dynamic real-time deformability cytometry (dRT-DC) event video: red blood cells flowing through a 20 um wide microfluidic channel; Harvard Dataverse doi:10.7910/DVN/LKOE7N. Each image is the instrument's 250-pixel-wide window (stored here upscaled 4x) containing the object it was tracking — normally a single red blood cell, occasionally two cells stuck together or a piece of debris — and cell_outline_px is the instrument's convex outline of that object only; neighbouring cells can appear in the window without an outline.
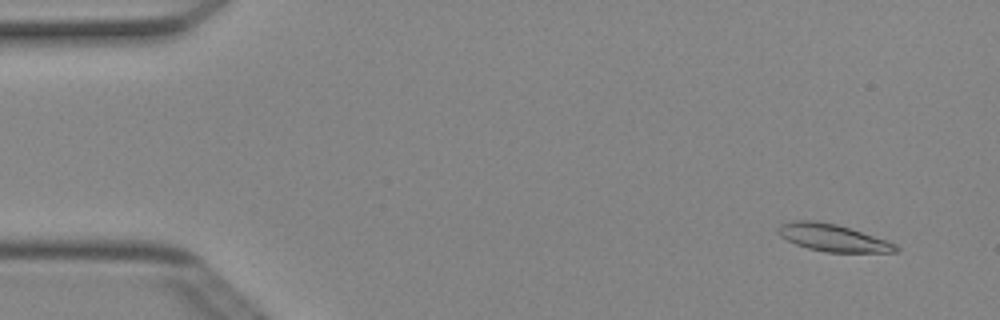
{"species": "Egyptian fruit bat (a non-hibernating species)", "species_latin": "Rousettus aegyptiacus", "temperature_condition": "cold", "stored_images_in_passage": 5, "camera_frame_rate_fps": 3000, "um_per_image_px": 0.085, "animal": {"sex": "female"}, "frame": {"image": 1, "passage_image": 2, "time_ms": 0.333, "image_size_px": [1000, 320], "cell_outline_px": [[900, 248], [896, 252], [824, 252], [808, 248], [796, 244], [780, 236], [780, 224], [792, 220], [816, 220], [836, 224], [888, 240], [896, 244]], "centroid_in_image_um": [70.82, 20.21], "position_along_channel_um": 14.2, "area_um2": 18.55}}
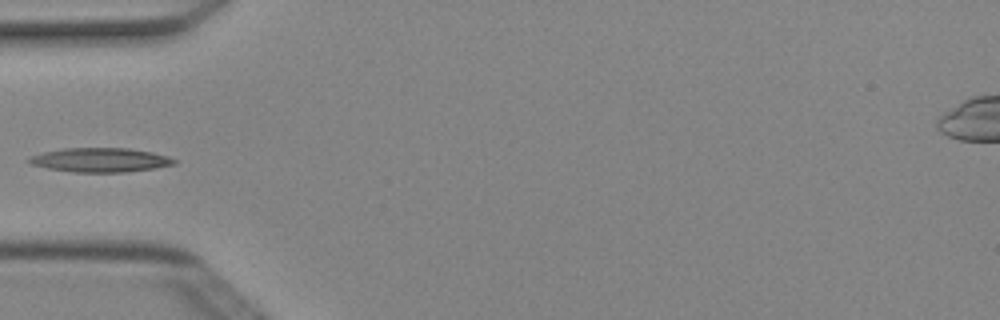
{"frame": {"image": 2, "passage_image": 5, "time_ms": 1.333, "image_size_px": [1000, 320], "cell_outline_px": [[176, 164], [156, 168], [128, 172], [72, 172], [48, 168], [32, 164], [24, 160], [32, 156], [44, 152], [64, 148], [128, 148], [152, 152], [168, 156], [176, 160]], "centroid_in_image_um": [8.55, 13.6], "position_along_channel_um": 76.5, "area_um2": 20.46}}